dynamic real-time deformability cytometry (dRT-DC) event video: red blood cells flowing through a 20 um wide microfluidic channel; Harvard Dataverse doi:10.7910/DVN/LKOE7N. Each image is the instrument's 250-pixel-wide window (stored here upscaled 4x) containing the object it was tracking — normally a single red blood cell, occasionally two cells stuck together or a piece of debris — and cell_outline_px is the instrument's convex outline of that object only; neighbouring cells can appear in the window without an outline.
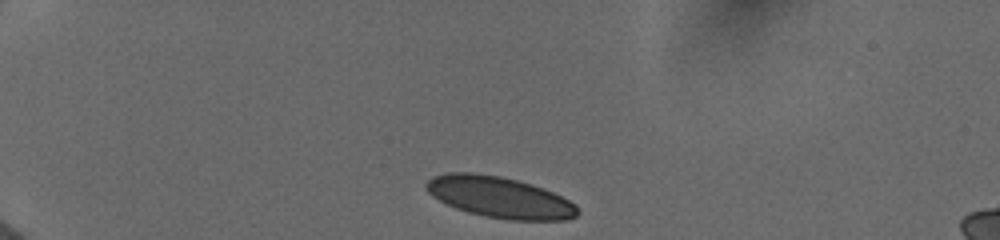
{"species": "human", "species_latin": "Homo sapiens", "temperature_condition": "cold", "stored_images_in_passage": 16, "camera_frame_rate_fps": 3000, "um_per_image_px": 0.085, "donor": {"sex": "female"}, "frame": {"image": 1, "passage_image": 1, "time_ms": 0.0, "image_size_px": [1000, 240], "cell_outline_px": [[580, 212], [576, 216], [568, 220], [508, 220], [484, 216], [468, 212], [456, 208], [432, 196], [424, 188], [424, 184], [432, 176], [448, 172], [472, 172], [500, 176], [532, 184], [544, 188], [576, 204]], "centroid_in_image_um": [42.46, 16.76], "position_along_channel_um": 42.5, "area_um2": 36.41}}